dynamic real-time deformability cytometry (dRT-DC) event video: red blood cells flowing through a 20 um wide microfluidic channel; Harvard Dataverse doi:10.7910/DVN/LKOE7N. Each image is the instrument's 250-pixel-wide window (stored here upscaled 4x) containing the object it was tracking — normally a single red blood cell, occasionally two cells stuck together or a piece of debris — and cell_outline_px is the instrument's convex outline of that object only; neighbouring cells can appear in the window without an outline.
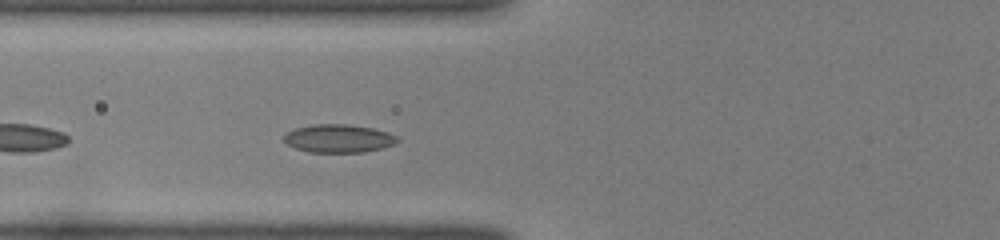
{"species": "common noctule bat (a hibernating species)", "species_latin": "Nyctalus noctula", "temperature_condition": "room temperature", "stored_images_in_passage": 30, "camera_frame_rate_fps": 3000, "um_per_image_px": 0.085, "animal": {"sex": "female", "body_mass_g": 22.0, "forearm_length_mm": 56.7}, "frame": {"image": 1, "passage_image": 5, "time_ms": 1.333, "image_size_px": [1000, 240], "cell_outline_px": [[400, 140], [384, 148], [364, 152], [308, 152], [296, 148], [288, 144], [284, 140], [284, 132], [296, 128], [312, 124], [348, 124], [372, 128], [388, 132], [396, 136]], "centroid_in_image_um": [28.77, 11.76], "position_along_channel_um": 97.0, "area_um2": 18.67}}
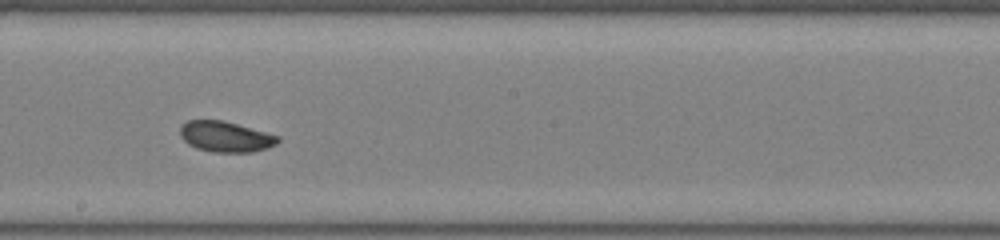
{"frame": {"image": 2, "passage_image": 15, "time_ms": 4.667, "image_size_px": [1000, 240], "cell_outline_px": [[280, 140], [276, 144], [268, 148], [252, 152], [212, 152], [196, 148], [188, 144], [180, 136], [180, 124], [188, 120], [224, 120], [280, 136]], "centroid_in_image_um": [19.16, 11.61], "position_along_channel_um": 229.0, "area_um2": 17.63}}
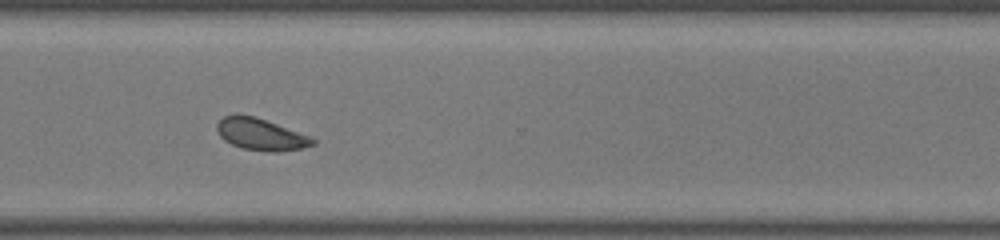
{"frame": {"image": 3, "passage_image": 24, "time_ms": 7.667, "image_size_px": [1000, 240], "cell_outline_px": [[316, 144], [300, 148], [276, 152], [268, 152], [244, 148], [232, 144], [224, 140], [220, 136], [216, 128], [216, 124], [224, 116], [236, 112], [256, 116], [312, 136], [316, 140]], "centroid_in_image_um": [22.17, 11.38], "position_along_channel_um": 348.4, "area_um2": 18.09}, "authors_computed_cell_mechanics": {"area_um2": 17.7157, "velocity_mm_per_s": 3.9606, "shape_relaxation_time_tau1_ms": 2.2154, "shape_relaxation_time_tau2_ms": 8.1655, "deformation_change_tau1": 0.112, "deformation_change_tau2": 0.1211}}